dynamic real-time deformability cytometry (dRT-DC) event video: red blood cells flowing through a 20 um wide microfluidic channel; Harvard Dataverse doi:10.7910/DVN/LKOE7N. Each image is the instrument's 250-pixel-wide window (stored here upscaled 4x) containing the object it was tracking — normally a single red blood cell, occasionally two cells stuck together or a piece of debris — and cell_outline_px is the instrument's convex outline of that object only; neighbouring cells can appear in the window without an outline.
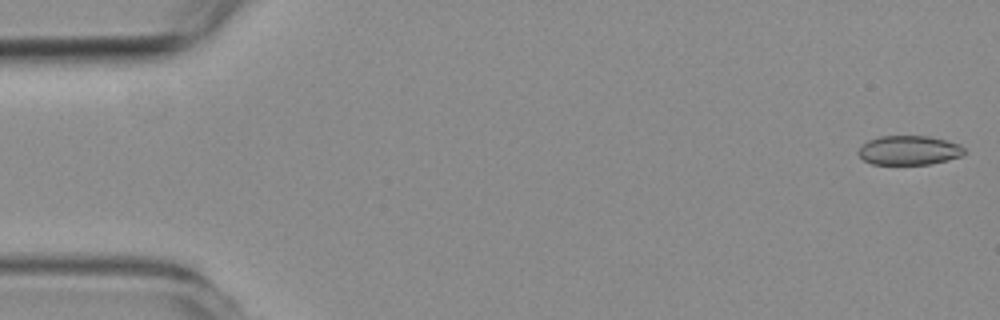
{"species": "common noctule bat (a hibernating species)", "species_latin": "Nyctalus noctula", "temperature_condition": "room temperature", "stored_images_in_passage": 56, "camera_frame_rate_fps": 3000, "um_per_image_px": 0.085, "animal": {"sex": "female", "body_mass_g": 19.3, "forearm_length_mm": 54.1}, "frame": {"image": 1, "passage_image": 1, "time_ms": 0.0, "image_size_px": [1000, 320], "cell_outline_px": [[964, 156], [932, 164], [872, 164], [864, 160], [856, 152], [868, 140], [880, 136], [928, 136], [960, 144], [964, 148]], "centroid_in_image_um": [77.29, 12.78], "position_along_channel_um": 7.7, "area_um2": 18.09}}
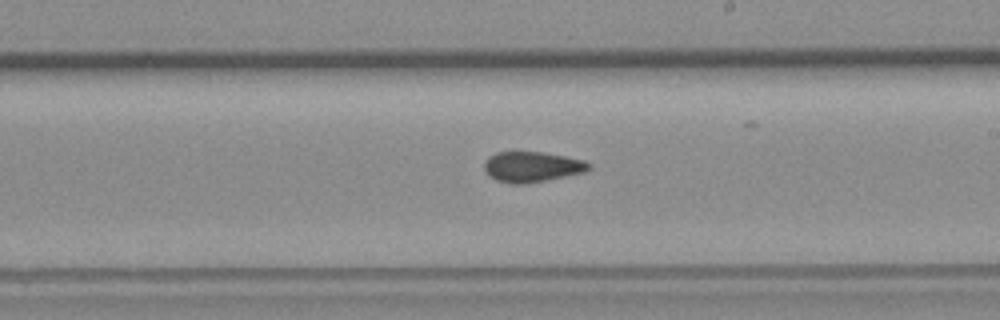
{"frame": {"image": 2, "passage_image": 32, "time_ms": 10.333, "image_size_px": [1000, 320], "cell_outline_px": [[592, 168], [584, 172], [524, 184], [512, 184], [496, 180], [488, 176], [484, 168], [484, 164], [488, 156], [496, 152], [540, 152], [564, 156], [584, 160], [592, 164]], "centroid_in_image_um": [45.2, 14.18], "position_along_channel_um": 243.8, "area_um2": 18.5}}
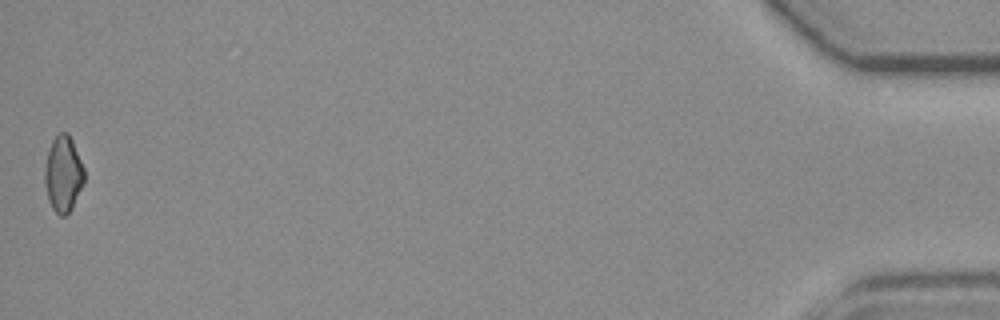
{"frame": {"image": 3, "passage_image": 56, "time_ms": 18.333, "image_size_px": [1000, 320], "cell_outline_px": [[84, 184], [72, 208], [64, 216], [60, 216], [52, 208], [48, 200], [44, 180], [44, 168], [48, 152], [52, 140], [60, 132], [68, 132], [72, 140], [84, 168]], "centroid_in_image_um": [5.37, 14.79], "position_along_channel_um": 429.8, "area_um2": 17.51}, "authors_computed_cell_mechanics": {"area_um2": 18.6116, "velocity_mm_per_s": 3.6188, "shape_relaxation_time_tau1_ms": null, "shape_relaxation_time_tau2_ms": 3.0633, "deformation_change_tau1": null, "deformation_change_tau2": 0.0781}}